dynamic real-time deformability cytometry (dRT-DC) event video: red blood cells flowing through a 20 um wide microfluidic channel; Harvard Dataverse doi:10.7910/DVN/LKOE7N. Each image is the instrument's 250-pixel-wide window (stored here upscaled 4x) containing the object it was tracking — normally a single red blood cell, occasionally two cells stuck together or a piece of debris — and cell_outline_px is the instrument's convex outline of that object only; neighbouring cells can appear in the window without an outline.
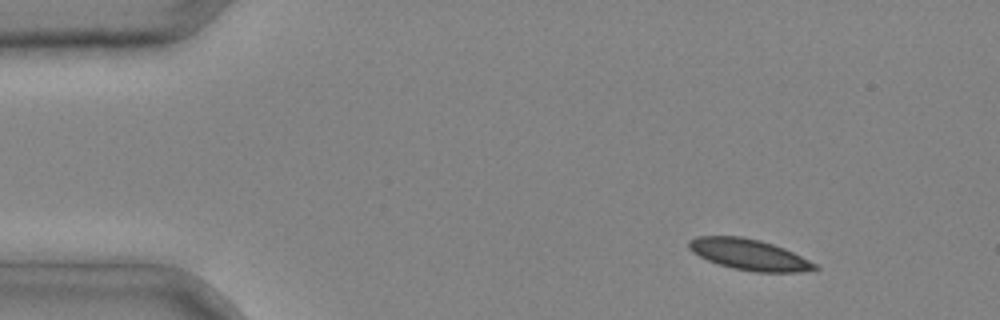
{"species": "common noctule bat (a hibernating species)", "species_latin": "Nyctalus noctula", "temperature_condition": "cold", "stored_images_in_passage": 3, "camera_frame_rate_fps": 3000, "um_per_image_px": 0.085, "animal": {"sex": "male", "body_mass_g": 20.4}, "frame": {"image": 1, "passage_image": 1, "time_ms": 0.0, "image_size_px": [1000, 320], "cell_outline_px": [[820, 268], [800, 272], [756, 272], [732, 268], [708, 260], [692, 252], [688, 248], [688, 240], [696, 236], [740, 236], [760, 240], [784, 248], [816, 264]], "centroid_in_image_um": [63.64, 21.63], "position_along_channel_um": 21.4, "area_um2": 22.54}}